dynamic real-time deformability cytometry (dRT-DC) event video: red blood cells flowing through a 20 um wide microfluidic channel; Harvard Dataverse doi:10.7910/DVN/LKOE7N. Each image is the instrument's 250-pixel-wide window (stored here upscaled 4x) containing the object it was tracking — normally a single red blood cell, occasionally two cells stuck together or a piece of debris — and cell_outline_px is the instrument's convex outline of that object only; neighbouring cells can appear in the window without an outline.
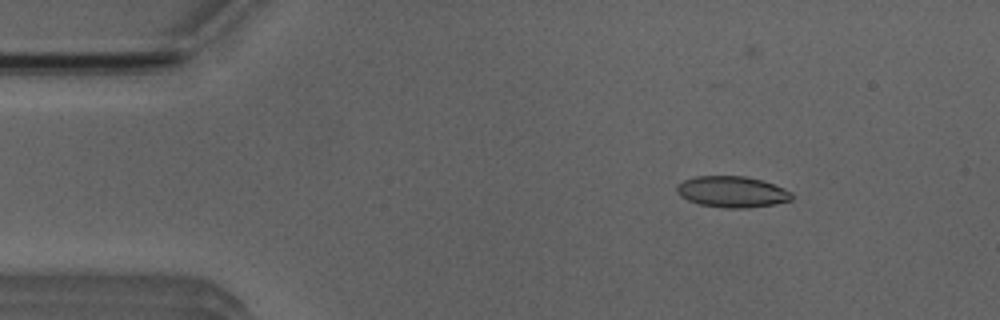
{"species": "Egyptian fruit bat (a non-hibernating species)", "species_latin": "Rousettus aegyptiacus", "temperature_condition": "room temperature", "stored_images_in_passage": 3, "camera_frame_rate_fps": 3000, "um_per_image_px": 0.085, "animal": {"sex": "male"}, "frame": {"image": 1, "passage_image": 1, "time_ms": 0.0, "image_size_px": [1000, 320], "cell_outline_px": [[792, 200], [776, 204], [748, 208], [724, 208], [700, 204], [688, 200], [680, 196], [676, 192], [676, 184], [684, 180], [696, 176], [744, 176], [760, 180], [784, 188], [792, 192]], "centroid_in_image_um": [62.21, 16.31], "position_along_channel_um": 22.8, "area_um2": 20.92}}